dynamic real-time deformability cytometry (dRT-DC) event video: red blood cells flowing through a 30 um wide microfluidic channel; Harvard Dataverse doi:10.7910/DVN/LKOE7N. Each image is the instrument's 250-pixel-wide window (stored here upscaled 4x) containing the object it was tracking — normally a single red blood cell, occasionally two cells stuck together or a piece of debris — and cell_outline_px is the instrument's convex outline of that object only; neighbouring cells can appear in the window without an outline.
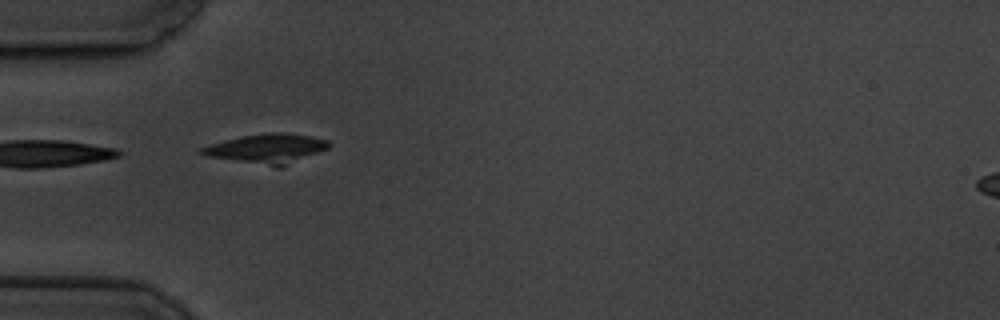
{"species": "common noctule bat (a hibernating species)", "species_latin": "Nyctalus noctula", "temperature_condition": "cold", "stored_images_in_passage": 41, "camera_frame_rate_fps": 3000, "um_per_image_px": 0.085, "animal": {"sex": "male", "body_mass_g": 19.5, "forearm_length_mm": 54.6}, "frame": {"image": 1, "passage_image": 1, "time_ms": 0.0, "image_size_px": [1000, 320], "cell_outline_px": [[332, 144], [328, 148], [280, 168], [276, 168], [208, 156], [196, 152], [200, 148], [212, 144], [240, 136], [272, 132], [280, 132], [308, 136], [328, 140]], "centroid_in_image_um": [22.68, 12.64], "position_along_channel_um": 62.3, "area_um2": 21.73}}
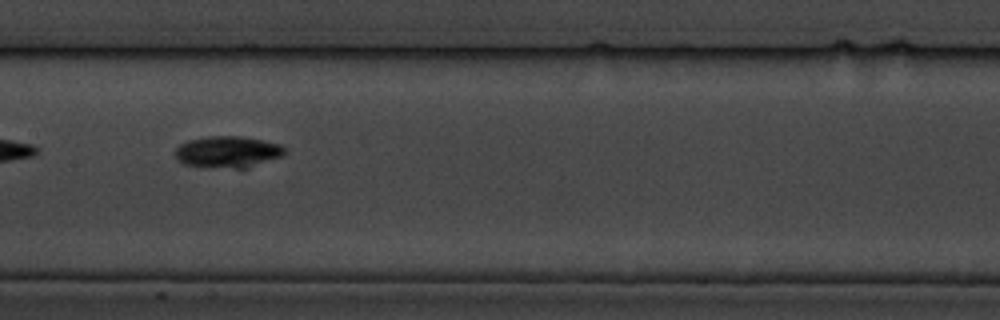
{"frame": {"image": 2, "passage_image": 12, "time_ms": 3.667, "image_size_px": [1000, 320], "cell_outline_px": [[284, 152], [280, 156], [248, 168], [236, 168], [184, 164], [176, 156], [176, 148], [180, 144], [188, 140], [208, 136], [240, 136], [264, 140], [280, 144], [284, 148]], "centroid_in_image_um": [19.36, 12.89], "position_along_channel_um": 188.0, "area_um2": 19.71}}
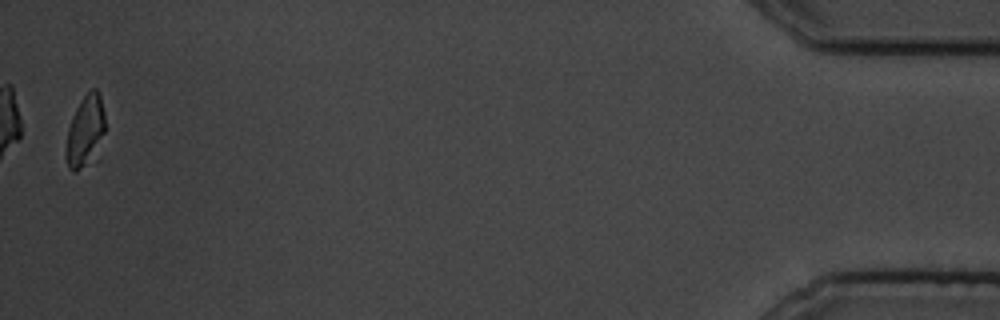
{"frame": {"image": 3, "passage_image": 40, "time_ms": 13.0, "image_size_px": [1000, 320], "cell_outline_px": [[104, 132], [92, 160], [76, 172], [72, 172], [68, 168], [64, 156], [68, 128], [72, 116], [80, 100], [92, 88], [96, 88], [100, 92], [104, 112]], "centroid_in_image_um": [7.21, 11.14], "position_along_channel_um": 428.0, "area_um2": 16.3}, "authors_computed_cell_mechanics": {"area_um2": 18.7272, "velocity_mm_per_s": 3.4974, "shape_relaxation_time_tau1_ms": 4.1794, "shape_relaxation_time_tau2_ms": null, "deformation_change_tau1": 0.1108, "deformation_change_tau2": null}}